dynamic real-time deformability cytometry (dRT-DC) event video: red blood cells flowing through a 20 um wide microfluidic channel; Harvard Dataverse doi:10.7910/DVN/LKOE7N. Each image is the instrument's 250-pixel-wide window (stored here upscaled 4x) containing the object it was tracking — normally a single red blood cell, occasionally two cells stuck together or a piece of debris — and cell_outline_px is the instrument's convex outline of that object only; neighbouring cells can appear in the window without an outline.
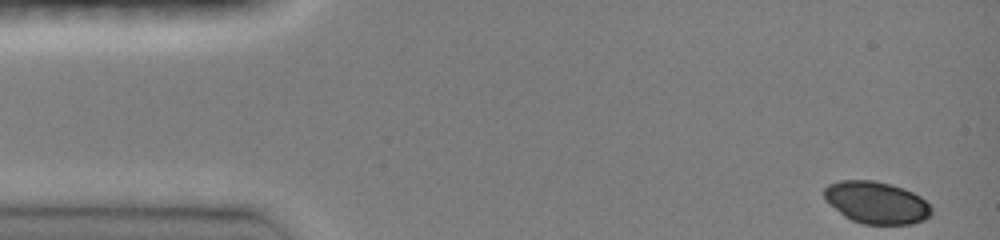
{"species": "common noctule bat (a hibernating species)", "species_latin": "Nyctalus noctula", "temperature_condition": "room temperature", "stored_images_in_passage": 44, "camera_frame_rate_fps": 3000, "um_per_image_px": 0.085, "animal": {"sex": "female", "body_mass_g": 19.0, "forearm_length_mm": 51.5}, "frame": {"image": 1, "passage_image": 1, "time_ms": 0.0, "image_size_px": [1000, 240], "cell_outline_px": [[932, 212], [924, 220], [912, 224], [864, 224], [852, 220], [844, 216], [824, 200], [824, 188], [828, 184], [840, 180], [872, 180], [892, 184], [904, 188], [920, 196], [932, 208]], "centroid_in_image_um": [74.48, 17.21], "position_along_channel_um": 10.5, "area_um2": 26.41}}
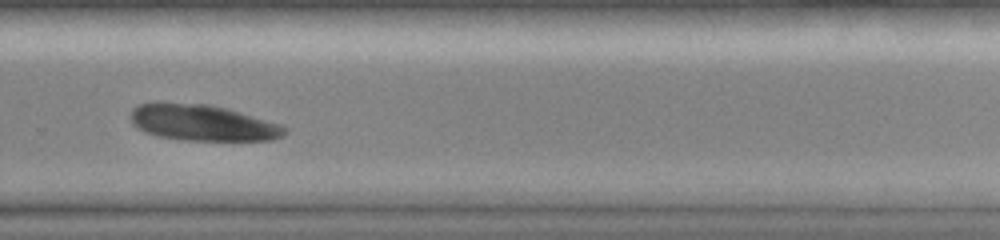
{"frame": {"image": 2, "passage_image": 32, "time_ms": 10.333, "image_size_px": [1000, 240], "cell_outline_px": [[288, 132], [284, 136], [272, 140], [184, 140], [160, 136], [144, 132], [132, 124], [128, 116], [132, 108], [136, 104], [156, 100], [160, 100], [208, 104], [228, 108], [284, 124], [288, 128]], "centroid_in_image_um": [17.19, 10.39], "position_along_channel_um": 312.6, "area_um2": 33.64}}
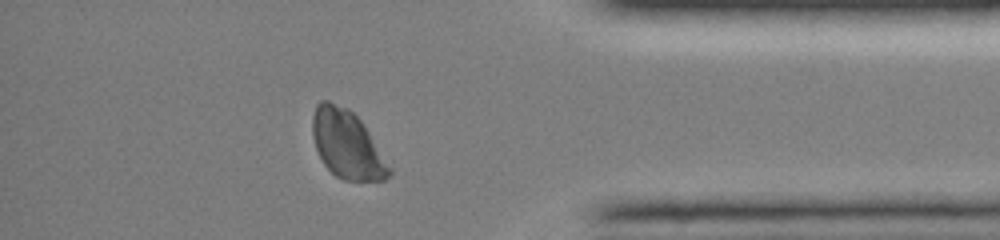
{"frame": {"image": 3, "passage_image": 40, "time_ms": 13.0, "image_size_px": [1000, 240], "cell_outline_px": [[392, 172], [384, 180], [344, 180], [336, 176], [324, 164], [316, 148], [312, 136], [312, 116], [316, 104], [320, 100], [328, 100], [348, 108], [360, 120], [392, 168]], "centroid_in_image_um": [29.48, 12.27], "position_along_channel_um": 405.7, "area_um2": 30.23}}